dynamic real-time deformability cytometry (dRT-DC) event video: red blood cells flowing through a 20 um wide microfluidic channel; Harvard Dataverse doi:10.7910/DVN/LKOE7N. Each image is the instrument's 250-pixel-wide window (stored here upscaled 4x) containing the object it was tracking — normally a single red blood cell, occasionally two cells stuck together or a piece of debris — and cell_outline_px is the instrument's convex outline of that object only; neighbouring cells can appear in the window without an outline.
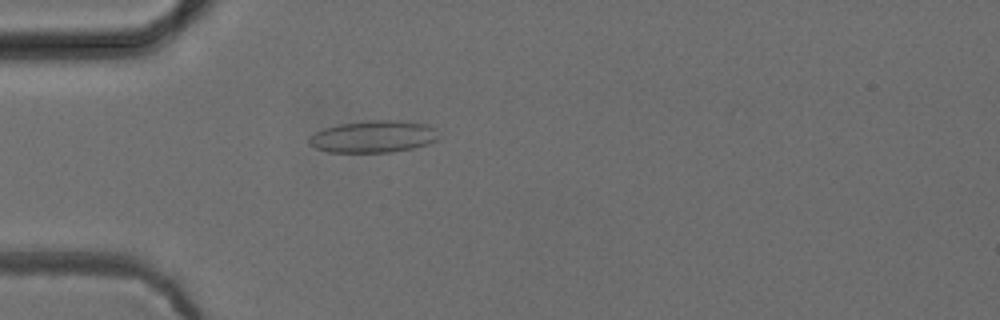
{"species": "common noctule bat (a hibernating species)", "species_latin": "Nyctalus noctula", "temperature_condition": "cold", "stored_images_in_passage": 44, "camera_frame_rate_fps": 3000, "um_per_image_px": 0.085, "animal": {"sex": "female", "body_mass_g": 24.6, "forearm_length_mm": 56.2}, "frame": {"image": 1, "passage_image": 7, "time_ms": 2.0, "image_size_px": [1000, 320], "cell_outline_px": [[440, 136], [436, 140], [428, 144], [412, 148], [392, 152], [328, 152], [316, 148], [308, 144], [308, 140], [316, 132], [324, 128], [340, 124], [372, 120], [400, 120], [428, 124], [436, 128]], "centroid_in_image_um": [31.79, 11.61], "position_along_channel_um": 53.2, "area_um2": 24.28}}
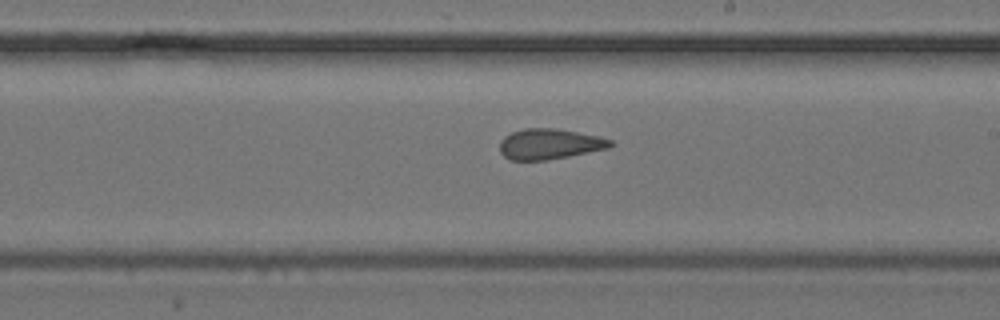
{"frame": {"image": 2, "passage_image": 22, "time_ms": 7.0, "image_size_px": [1000, 320], "cell_outline_px": [[616, 144], [608, 148], [548, 160], [508, 160], [500, 152], [500, 140], [504, 136], [512, 132], [524, 128], [556, 128], [600, 136], [612, 140]], "centroid_in_image_um": [46.71, 12.23], "position_along_channel_um": 242.3, "area_um2": 19.83}}
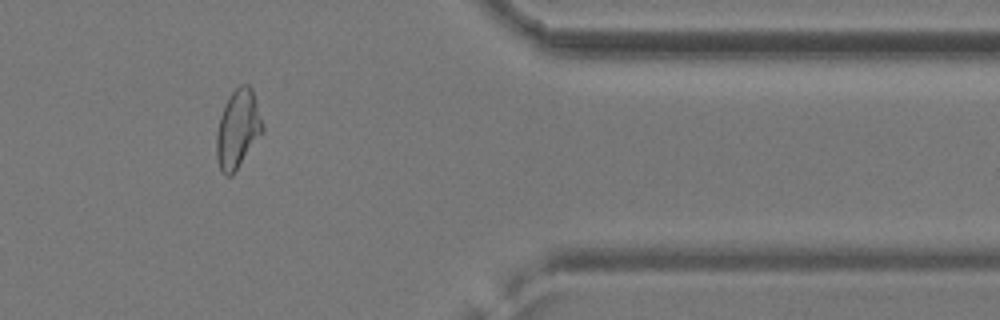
{"frame": {"image": 3, "passage_image": 35, "time_ms": 11.333, "image_size_px": [1000, 320], "cell_outline_px": [[264, 132], [232, 176], [224, 176], [220, 172], [216, 160], [216, 132], [220, 116], [232, 92], [240, 84], [248, 84], [252, 88], [264, 124]], "centroid_in_image_um": [20.22, 11.01], "position_along_channel_um": 391.2, "area_um2": 21.39}, "authors_computed_cell_mechanics": {"area_um2": 20.6924, "velocity_mm_per_s": 3.9608, "shape_relaxation_time_tau1_ms": 11.1733, "shape_relaxation_time_tau2_ms": 1.8116, "deformation_change_tau1": 0.1723, "deformation_change_tau2": 0.0797}}